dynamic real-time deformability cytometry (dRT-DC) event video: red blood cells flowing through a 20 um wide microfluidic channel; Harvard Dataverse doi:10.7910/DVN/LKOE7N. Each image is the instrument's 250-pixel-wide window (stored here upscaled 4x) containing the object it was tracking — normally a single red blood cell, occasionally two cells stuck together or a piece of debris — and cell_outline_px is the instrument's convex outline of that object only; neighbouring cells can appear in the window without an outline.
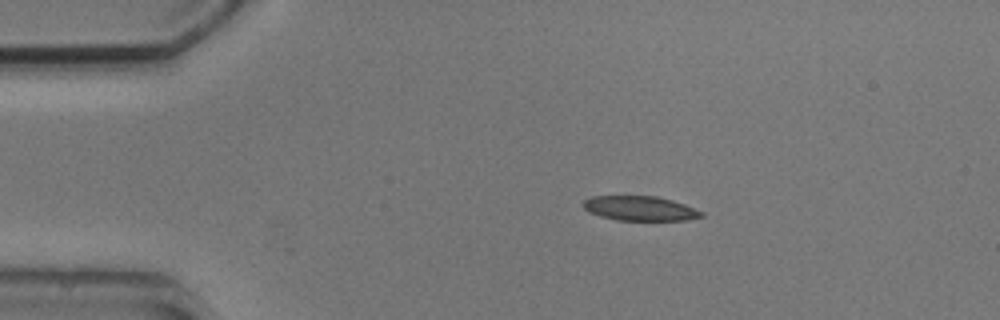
{"species": "common noctule bat (a hibernating species)", "species_latin": "Nyctalus noctula", "temperature_condition": "cold", "stored_images_in_passage": 5, "camera_frame_rate_fps": 3000, "um_per_image_px": 0.085, "animal": {"sex": "male", "body_mass_g": 20.5, "forearm_length_mm": 52.5}, "frame": {"image": 1, "passage_image": 1, "time_ms": 0.0, "image_size_px": [1000, 320], "cell_outline_px": [[704, 216], [688, 220], [616, 220], [600, 216], [588, 212], [584, 208], [584, 200], [592, 196], [656, 196], [672, 200], [684, 204], [704, 212]], "centroid_in_image_um": [54.41, 17.71], "position_along_channel_um": 30.6, "area_um2": 16.94}}
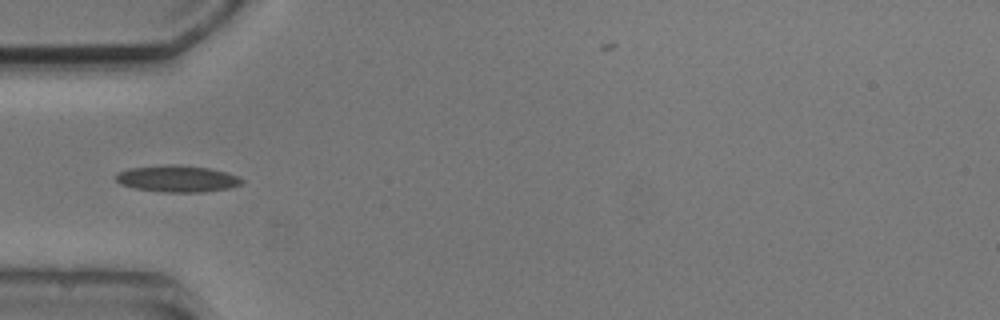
{"frame": {"image": 2, "passage_image": 3, "time_ms": 2.333, "image_size_px": [1000, 320], "cell_outline_px": [[244, 180], [240, 184], [228, 188], [204, 192], [164, 192], [136, 188], [120, 184], [116, 180], [116, 172], [128, 168], [164, 164], [180, 164], [208, 168], [224, 172], [236, 176]], "centroid_in_image_um": [15.01, 15.18], "position_along_channel_um": 70.0, "area_um2": 19.54}}